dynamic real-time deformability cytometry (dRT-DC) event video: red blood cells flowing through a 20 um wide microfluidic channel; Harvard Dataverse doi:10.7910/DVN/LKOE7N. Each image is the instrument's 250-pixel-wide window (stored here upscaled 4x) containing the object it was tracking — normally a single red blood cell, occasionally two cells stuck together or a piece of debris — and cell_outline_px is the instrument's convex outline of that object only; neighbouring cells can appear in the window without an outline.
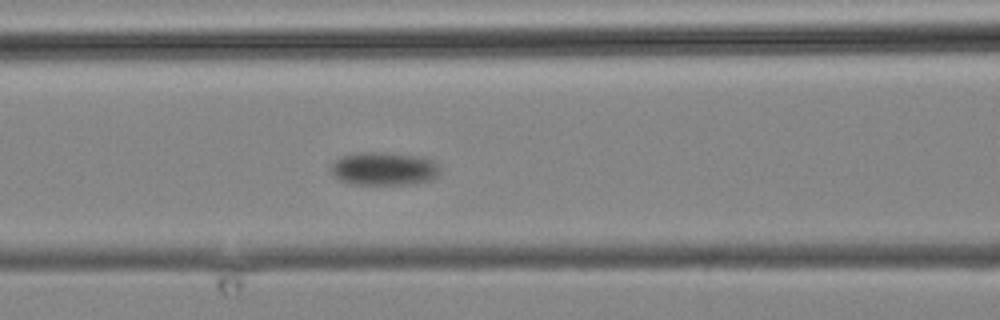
{"species": "common noctule bat (a hibernating species)", "species_latin": "Nyctalus noctula", "temperature_condition": "cold", "stored_images_in_passage": 15, "camera_frame_rate_fps": 3000, "um_per_image_px": 0.085, "animal": {"sex": "male", "body_mass_g": 19.2, "forearm_length_mm": 51.8}, "frame": {"image": 1, "passage_image": 15, "time_ms": 16.0, "image_size_px": [1000, 320], "cell_outline_px": [[440, 172], [436, 176], [428, 180], [408, 184], [352, 184], [340, 180], [328, 168], [340, 156], [360, 152], [384, 152], [424, 156], [432, 160], [440, 168]], "centroid_in_image_um": [32.62, 14.32], "position_along_channel_um": 134.0, "area_um2": 21.15}}